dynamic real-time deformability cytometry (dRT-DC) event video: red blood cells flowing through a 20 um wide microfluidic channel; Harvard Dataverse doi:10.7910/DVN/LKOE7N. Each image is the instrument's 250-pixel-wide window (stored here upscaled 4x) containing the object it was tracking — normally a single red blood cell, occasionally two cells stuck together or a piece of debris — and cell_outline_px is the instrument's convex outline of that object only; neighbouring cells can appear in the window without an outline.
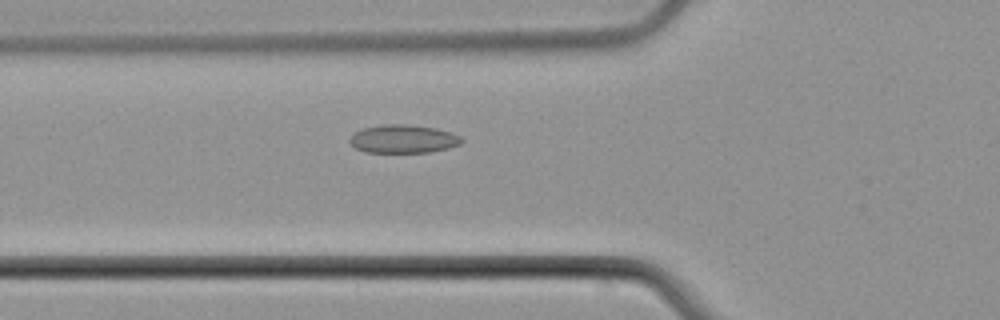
{"species": "common noctule bat (a hibernating species)", "species_latin": "Nyctalus noctula", "temperature_condition": "cold", "stored_images_in_passage": 40, "camera_frame_rate_fps": 3000, "um_per_image_px": 0.085, "animal": {"sex": "male", "body_mass_g": 21.5, "forearm_length_mm": 52.0}, "frame": {"image": 1, "passage_image": 6, "time_ms": 1.667, "image_size_px": [1000, 320], "cell_outline_px": [[464, 140], [460, 144], [448, 148], [428, 152], [364, 152], [356, 148], [348, 140], [356, 132], [364, 128], [384, 124], [408, 124], [436, 128], [452, 132], [460, 136]], "centroid_in_image_um": [34.31, 11.8], "position_along_channel_um": 91.5, "area_um2": 18.38}}
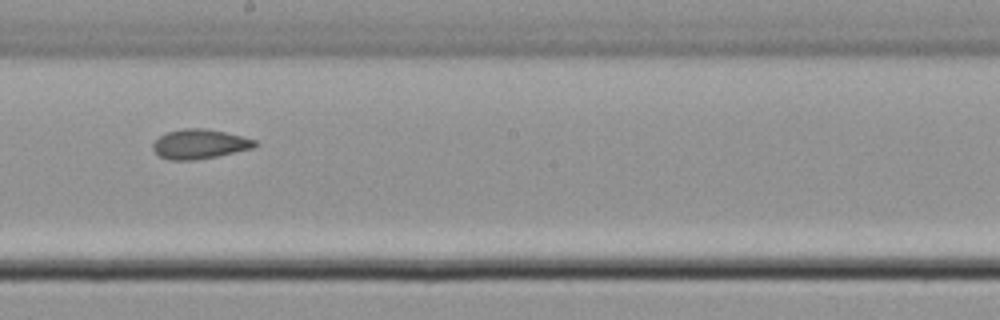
{"frame": {"image": 2, "passage_image": 17, "time_ms": 5.333, "image_size_px": [1000, 320], "cell_outline_px": [[260, 144], [252, 148], [216, 156], [192, 160], [168, 160], [160, 156], [152, 148], [152, 144], [160, 136], [168, 132], [184, 128], [204, 128], [224, 132], [256, 140]], "centroid_in_image_um": [16.96, 12.24], "position_along_channel_um": 231.2, "area_um2": 17.34}}
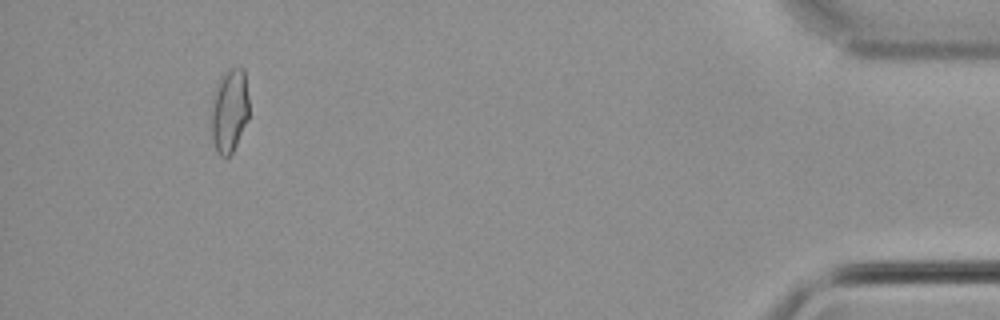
{"frame": {"image": 3, "passage_image": 37, "time_ms": 12.0, "image_size_px": [1000, 320], "cell_outline_px": [[248, 120], [232, 152], [224, 160], [216, 152], [212, 140], [212, 92], [220, 76], [228, 68], [244, 68], [248, 96]], "centroid_in_image_um": [19.48, 9.39], "position_along_channel_um": 415.7, "area_um2": 18.73}, "authors_computed_cell_mechanics": {"area_um2": 17.5712, "velocity_mm_per_s": 3.8038, "shape_relaxation_time_tau1_ms": null, "shape_relaxation_time_tau2_ms": 3.0436, "deformation_change_tau1": null, "deformation_change_tau2": 0.0827}}